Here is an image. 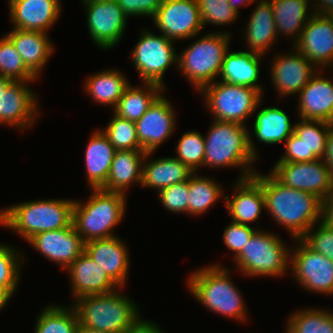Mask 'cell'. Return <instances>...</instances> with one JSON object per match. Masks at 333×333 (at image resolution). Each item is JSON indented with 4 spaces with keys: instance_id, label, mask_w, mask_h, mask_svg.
I'll return each mask as SVG.
<instances>
[{
    "instance_id": "cell-1",
    "label": "cell",
    "mask_w": 333,
    "mask_h": 333,
    "mask_svg": "<svg viewBox=\"0 0 333 333\" xmlns=\"http://www.w3.org/2000/svg\"><path fill=\"white\" fill-rule=\"evenodd\" d=\"M252 177L262 186L265 210L292 239H301L321 221L322 200L316 195L288 187L271 173L264 175L257 170Z\"/></svg>"
},
{
    "instance_id": "cell-2",
    "label": "cell",
    "mask_w": 333,
    "mask_h": 333,
    "mask_svg": "<svg viewBox=\"0 0 333 333\" xmlns=\"http://www.w3.org/2000/svg\"><path fill=\"white\" fill-rule=\"evenodd\" d=\"M230 273L229 268L222 267L218 262L204 266L188 275L187 287L206 309L244 324L249 317L247 306Z\"/></svg>"
},
{
    "instance_id": "cell-3",
    "label": "cell",
    "mask_w": 333,
    "mask_h": 333,
    "mask_svg": "<svg viewBox=\"0 0 333 333\" xmlns=\"http://www.w3.org/2000/svg\"><path fill=\"white\" fill-rule=\"evenodd\" d=\"M209 127L205 136L203 167L209 169L234 167L241 171L237 180L252 177L257 172L252 166L258 158L249 148L248 126L213 120Z\"/></svg>"
},
{
    "instance_id": "cell-4",
    "label": "cell",
    "mask_w": 333,
    "mask_h": 333,
    "mask_svg": "<svg viewBox=\"0 0 333 333\" xmlns=\"http://www.w3.org/2000/svg\"><path fill=\"white\" fill-rule=\"evenodd\" d=\"M73 199H44L13 204L0 210V225L24 241L35 234L69 227L73 220Z\"/></svg>"
},
{
    "instance_id": "cell-5",
    "label": "cell",
    "mask_w": 333,
    "mask_h": 333,
    "mask_svg": "<svg viewBox=\"0 0 333 333\" xmlns=\"http://www.w3.org/2000/svg\"><path fill=\"white\" fill-rule=\"evenodd\" d=\"M122 287L106 293L85 295L71 304L79 323L87 328L107 333H123L141 316L135 301L122 292Z\"/></svg>"
},
{
    "instance_id": "cell-6",
    "label": "cell",
    "mask_w": 333,
    "mask_h": 333,
    "mask_svg": "<svg viewBox=\"0 0 333 333\" xmlns=\"http://www.w3.org/2000/svg\"><path fill=\"white\" fill-rule=\"evenodd\" d=\"M90 190L92 193L86 202L80 199L74 202L72 223L76 232L84 243L118 236L113 229L125 216L127 195L102 189Z\"/></svg>"
},
{
    "instance_id": "cell-7",
    "label": "cell",
    "mask_w": 333,
    "mask_h": 333,
    "mask_svg": "<svg viewBox=\"0 0 333 333\" xmlns=\"http://www.w3.org/2000/svg\"><path fill=\"white\" fill-rule=\"evenodd\" d=\"M230 32L212 31L194 40L178 53V71L199 92L219 77L225 53L230 48ZM216 78V79H215Z\"/></svg>"
},
{
    "instance_id": "cell-8",
    "label": "cell",
    "mask_w": 333,
    "mask_h": 333,
    "mask_svg": "<svg viewBox=\"0 0 333 333\" xmlns=\"http://www.w3.org/2000/svg\"><path fill=\"white\" fill-rule=\"evenodd\" d=\"M290 250L278 234L258 229L233 261L247 277H282L290 270Z\"/></svg>"
},
{
    "instance_id": "cell-9",
    "label": "cell",
    "mask_w": 333,
    "mask_h": 333,
    "mask_svg": "<svg viewBox=\"0 0 333 333\" xmlns=\"http://www.w3.org/2000/svg\"><path fill=\"white\" fill-rule=\"evenodd\" d=\"M199 92L204 95V105L213 120L244 126H247L249 116L256 113L261 101L263 102V94L258 89L220 80L204 86Z\"/></svg>"
},
{
    "instance_id": "cell-10",
    "label": "cell",
    "mask_w": 333,
    "mask_h": 333,
    "mask_svg": "<svg viewBox=\"0 0 333 333\" xmlns=\"http://www.w3.org/2000/svg\"><path fill=\"white\" fill-rule=\"evenodd\" d=\"M145 28V29H144ZM131 52V61L142 83H155L165 87L164 75L172 65L178 67L175 41L163 34L156 35L144 27Z\"/></svg>"
},
{
    "instance_id": "cell-11",
    "label": "cell",
    "mask_w": 333,
    "mask_h": 333,
    "mask_svg": "<svg viewBox=\"0 0 333 333\" xmlns=\"http://www.w3.org/2000/svg\"><path fill=\"white\" fill-rule=\"evenodd\" d=\"M290 249V272L301 289L333 296V262L302 239H295Z\"/></svg>"
},
{
    "instance_id": "cell-12",
    "label": "cell",
    "mask_w": 333,
    "mask_h": 333,
    "mask_svg": "<svg viewBox=\"0 0 333 333\" xmlns=\"http://www.w3.org/2000/svg\"><path fill=\"white\" fill-rule=\"evenodd\" d=\"M85 6L87 30L99 49L109 50L122 40L128 17L116 0H81Z\"/></svg>"
},
{
    "instance_id": "cell-13",
    "label": "cell",
    "mask_w": 333,
    "mask_h": 333,
    "mask_svg": "<svg viewBox=\"0 0 333 333\" xmlns=\"http://www.w3.org/2000/svg\"><path fill=\"white\" fill-rule=\"evenodd\" d=\"M270 173L280 183L312 193L322 201L333 192V180L322 159L311 162L275 163Z\"/></svg>"
},
{
    "instance_id": "cell-14",
    "label": "cell",
    "mask_w": 333,
    "mask_h": 333,
    "mask_svg": "<svg viewBox=\"0 0 333 333\" xmlns=\"http://www.w3.org/2000/svg\"><path fill=\"white\" fill-rule=\"evenodd\" d=\"M151 20L173 41L195 38L204 29L196 0H163Z\"/></svg>"
},
{
    "instance_id": "cell-15",
    "label": "cell",
    "mask_w": 333,
    "mask_h": 333,
    "mask_svg": "<svg viewBox=\"0 0 333 333\" xmlns=\"http://www.w3.org/2000/svg\"><path fill=\"white\" fill-rule=\"evenodd\" d=\"M28 83L13 81L0 96V124L24 131L34 127L39 111L36 92Z\"/></svg>"
},
{
    "instance_id": "cell-16",
    "label": "cell",
    "mask_w": 333,
    "mask_h": 333,
    "mask_svg": "<svg viewBox=\"0 0 333 333\" xmlns=\"http://www.w3.org/2000/svg\"><path fill=\"white\" fill-rule=\"evenodd\" d=\"M291 47L303 54L318 70L333 69V20L313 14Z\"/></svg>"
},
{
    "instance_id": "cell-17",
    "label": "cell",
    "mask_w": 333,
    "mask_h": 333,
    "mask_svg": "<svg viewBox=\"0 0 333 333\" xmlns=\"http://www.w3.org/2000/svg\"><path fill=\"white\" fill-rule=\"evenodd\" d=\"M171 104L162 93L135 122L138 141L145 153H155L175 132L176 114Z\"/></svg>"
},
{
    "instance_id": "cell-18",
    "label": "cell",
    "mask_w": 333,
    "mask_h": 333,
    "mask_svg": "<svg viewBox=\"0 0 333 333\" xmlns=\"http://www.w3.org/2000/svg\"><path fill=\"white\" fill-rule=\"evenodd\" d=\"M293 51V52H292ZM272 58L270 79L276 94L283 99L300 90L309 82L318 69L294 47L291 51Z\"/></svg>"
},
{
    "instance_id": "cell-19",
    "label": "cell",
    "mask_w": 333,
    "mask_h": 333,
    "mask_svg": "<svg viewBox=\"0 0 333 333\" xmlns=\"http://www.w3.org/2000/svg\"><path fill=\"white\" fill-rule=\"evenodd\" d=\"M26 242L64 271L85 251V243L73 223L66 228L35 234Z\"/></svg>"
},
{
    "instance_id": "cell-20",
    "label": "cell",
    "mask_w": 333,
    "mask_h": 333,
    "mask_svg": "<svg viewBox=\"0 0 333 333\" xmlns=\"http://www.w3.org/2000/svg\"><path fill=\"white\" fill-rule=\"evenodd\" d=\"M10 22L20 30L49 32L61 16L60 0H8Z\"/></svg>"
},
{
    "instance_id": "cell-21",
    "label": "cell",
    "mask_w": 333,
    "mask_h": 333,
    "mask_svg": "<svg viewBox=\"0 0 333 333\" xmlns=\"http://www.w3.org/2000/svg\"><path fill=\"white\" fill-rule=\"evenodd\" d=\"M127 247L120 237L113 236L86 242L85 252L119 287L124 288L130 276V251Z\"/></svg>"
},
{
    "instance_id": "cell-22",
    "label": "cell",
    "mask_w": 333,
    "mask_h": 333,
    "mask_svg": "<svg viewBox=\"0 0 333 333\" xmlns=\"http://www.w3.org/2000/svg\"><path fill=\"white\" fill-rule=\"evenodd\" d=\"M318 70L300 90L298 116L300 119L321 120L333 124V79Z\"/></svg>"
},
{
    "instance_id": "cell-23",
    "label": "cell",
    "mask_w": 333,
    "mask_h": 333,
    "mask_svg": "<svg viewBox=\"0 0 333 333\" xmlns=\"http://www.w3.org/2000/svg\"><path fill=\"white\" fill-rule=\"evenodd\" d=\"M66 270L70 276L72 302L85 295L106 294L119 288L85 251Z\"/></svg>"
},
{
    "instance_id": "cell-24",
    "label": "cell",
    "mask_w": 333,
    "mask_h": 333,
    "mask_svg": "<svg viewBox=\"0 0 333 333\" xmlns=\"http://www.w3.org/2000/svg\"><path fill=\"white\" fill-rule=\"evenodd\" d=\"M233 195H225V207L230 218L235 223L250 225L252 222L259 224V218L265 209V197L262 186L249 177L236 180L233 185ZM231 199V200H230Z\"/></svg>"
},
{
    "instance_id": "cell-25",
    "label": "cell",
    "mask_w": 333,
    "mask_h": 333,
    "mask_svg": "<svg viewBox=\"0 0 333 333\" xmlns=\"http://www.w3.org/2000/svg\"><path fill=\"white\" fill-rule=\"evenodd\" d=\"M5 35L14 44L26 67L39 79L54 53V44L48 33L13 28Z\"/></svg>"
},
{
    "instance_id": "cell-26",
    "label": "cell",
    "mask_w": 333,
    "mask_h": 333,
    "mask_svg": "<svg viewBox=\"0 0 333 333\" xmlns=\"http://www.w3.org/2000/svg\"><path fill=\"white\" fill-rule=\"evenodd\" d=\"M253 121V133L249 132V148L257 158L259 156L255 142L251 136L264 144L285 143V140L294 132L288 114L277 106L261 108L257 111Z\"/></svg>"
},
{
    "instance_id": "cell-27",
    "label": "cell",
    "mask_w": 333,
    "mask_h": 333,
    "mask_svg": "<svg viewBox=\"0 0 333 333\" xmlns=\"http://www.w3.org/2000/svg\"><path fill=\"white\" fill-rule=\"evenodd\" d=\"M145 157L143 150H117L107 181L100 189L127 194L132 185L141 186Z\"/></svg>"
},
{
    "instance_id": "cell-28",
    "label": "cell",
    "mask_w": 333,
    "mask_h": 333,
    "mask_svg": "<svg viewBox=\"0 0 333 333\" xmlns=\"http://www.w3.org/2000/svg\"><path fill=\"white\" fill-rule=\"evenodd\" d=\"M258 2L252 14L249 16L250 19L247 21L248 23L243 36H245L246 45H248L246 51L266 57L269 49L274 47V42L279 38L271 2L269 0H259Z\"/></svg>"
},
{
    "instance_id": "cell-29",
    "label": "cell",
    "mask_w": 333,
    "mask_h": 333,
    "mask_svg": "<svg viewBox=\"0 0 333 333\" xmlns=\"http://www.w3.org/2000/svg\"><path fill=\"white\" fill-rule=\"evenodd\" d=\"M263 55L250 51H231L225 53L220 81L230 84L243 85L258 89L262 94L260 81V60Z\"/></svg>"
},
{
    "instance_id": "cell-30",
    "label": "cell",
    "mask_w": 333,
    "mask_h": 333,
    "mask_svg": "<svg viewBox=\"0 0 333 333\" xmlns=\"http://www.w3.org/2000/svg\"><path fill=\"white\" fill-rule=\"evenodd\" d=\"M116 151L101 129L92 132L84 154L88 187L100 189L106 183Z\"/></svg>"
},
{
    "instance_id": "cell-31",
    "label": "cell",
    "mask_w": 333,
    "mask_h": 333,
    "mask_svg": "<svg viewBox=\"0 0 333 333\" xmlns=\"http://www.w3.org/2000/svg\"><path fill=\"white\" fill-rule=\"evenodd\" d=\"M154 152L146 153L143 164L141 186L155 189L156 192L165 187L188 181L194 172L174 157L149 159ZM149 160V161H148Z\"/></svg>"
},
{
    "instance_id": "cell-32",
    "label": "cell",
    "mask_w": 333,
    "mask_h": 333,
    "mask_svg": "<svg viewBox=\"0 0 333 333\" xmlns=\"http://www.w3.org/2000/svg\"><path fill=\"white\" fill-rule=\"evenodd\" d=\"M273 7L277 35L294 39V45L300 38L301 31L314 14L312 0H269ZM311 8V9H310ZM310 9V10H309ZM311 11V12H310ZM294 42V43H293Z\"/></svg>"
},
{
    "instance_id": "cell-33",
    "label": "cell",
    "mask_w": 333,
    "mask_h": 333,
    "mask_svg": "<svg viewBox=\"0 0 333 333\" xmlns=\"http://www.w3.org/2000/svg\"><path fill=\"white\" fill-rule=\"evenodd\" d=\"M83 85L91 100L114 110L130 82L120 70L109 69L89 75Z\"/></svg>"
},
{
    "instance_id": "cell-34",
    "label": "cell",
    "mask_w": 333,
    "mask_h": 333,
    "mask_svg": "<svg viewBox=\"0 0 333 333\" xmlns=\"http://www.w3.org/2000/svg\"><path fill=\"white\" fill-rule=\"evenodd\" d=\"M144 86L130 84L119 99L113 112L129 121H138L154 101L167 89L155 83H143Z\"/></svg>"
},
{
    "instance_id": "cell-35",
    "label": "cell",
    "mask_w": 333,
    "mask_h": 333,
    "mask_svg": "<svg viewBox=\"0 0 333 333\" xmlns=\"http://www.w3.org/2000/svg\"><path fill=\"white\" fill-rule=\"evenodd\" d=\"M188 215L200 216L210 209L219 199L225 198L224 189L209 176L193 174L188 180Z\"/></svg>"
},
{
    "instance_id": "cell-36",
    "label": "cell",
    "mask_w": 333,
    "mask_h": 333,
    "mask_svg": "<svg viewBox=\"0 0 333 333\" xmlns=\"http://www.w3.org/2000/svg\"><path fill=\"white\" fill-rule=\"evenodd\" d=\"M37 317L34 333H77L80 325L72 305L65 307L50 304L44 307Z\"/></svg>"
},
{
    "instance_id": "cell-37",
    "label": "cell",
    "mask_w": 333,
    "mask_h": 333,
    "mask_svg": "<svg viewBox=\"0 0 333 333\" xmlns=\"http://www.w3.org/2000/svg\"><path fill=\"white\" fill-rule=\"evenodd\" d=\"M286 321V333H333V312L318 308H302Z\"/></svg>"
},
{
    "instance_id": "cell-38",
    "label": "cell",
    "mask_w": 333,
    "mask_h": 333,
    "mask_svg": "<svg viewBox=\"0 0 333 333\" xmlns=\"http://www.w3.org/2000/svg\"><path fill=\"white\" fill-rule=\"evenodd\" d=\"M294 133L306 146V162L322 159L326 139L333 124L321 120L300 119L294 124Z\"/></svg>"
},
{
    "instance_id": "cell-39",
    "label": "cell",
    "mask_w": 333,
    "mask_h": 333,
    "mask_svg": "<svg viewBox=\"0 0 333 333\" xmlns=\"http://www.w3.org/2000/svg\"><path fill=\"white\" fill-rule=\"evenodd\" d=\"M0 75L12 81L33 82L37 77L26 67L12 41L0 37Z\"/></svg>"
},
{
    "instance_id": "cell-40",
    "label": "cell",
    "mask_w": 333,
    "mask_h": 333,
    "mask_svg": "<svg viewBox=\"0 0 333 333\" xmlns=\"http://www.w3.org/2000/svg\"><path fill=\"white\" fill-rule=\"evenodd\" d=\"M178 141L175 158L197 173L204 164L205 135L195 130H189Z\"/></svg>"
},
{
    "instance_id": "cell-41",
    "label": "cell",
    "mask_w": 333,
    "mask_h": 333,
    "mask_svg": "<svg viewBox=\"0 0 333 333\" xmlns=\"http://www.w3.org/2000/svg\"><path fill=\"white\" fill-rule=\"evenodd\" d=\"M9 244L0 243V286L11 296L17 291L20 281L21 263L24 255ZM23 255V256H22Z\"/></svg>"
},
{
    "instance_id": "cell-42",
    "label": "cell",
    "mask_w": 333,
    "mask_h": 333,
    "mask_svg": "<svg viewBox=\"0 0 333 333\" xmlns=\"http://www.w3.org/2000/svg\"><path fill=\"white\" fill-rule=\"evenodd\" d=\"M102 132L116 150H142L138 141L135 122L121 118L115 113Z\"/></svg>"
},
{
    "instance_id": "cell-43",
    "label": "cell",
    "mask_w": 333,
    "mask_h": 333,
    "mask_svg": "<svg viewBox=\"0 0 333 333\" xmlns=\"http://www.w3.org/2000/svg\"><path fill=\"white\" fill-rule=\"evenodd\" d=\"M202 25L224 26L238 21L237 14L227 0H196Z\"/></svg>"
},
{
    "instance_id": "cell-44",
    "label": "cell",
    "mask_w": 333,
    "mask_h": 333,
    "mask_svg": "<svg viewBox=\"0 0 333 333\" xmlns=\"http://www.w3.org/2000/svg\"><path fill=\"white\" fill-rule=\"evenodd\" d=\"M157 197L165 207L172 213H185L188 215L189 189L188 181L174 184L157 192Z\"/></svg>"
},
{
    "instance_id": "cell-45",
    "label": "cell",
    "mask_w": 333,
    "mask_h": 333,
    "mask_svg": "<svg viewBox=\"0 0 333 333\" xmlns=\"http://www.w3.org/2000/svg\"><path fill=\"white\" fill-rule=\"evenodd\" d=\"M317 225L318 227L315 224L310 228L301 239L312 250L322 254L333 262V228L326 226L321 221Z\"/></svg>"
},
{
    "instance_id": "cell-46",
    "label": "cell",
    "mask_w": 333,
    "mask_h": 333,
    "mask_svg": "<svg viewBox=\"0 0 333 333\" xmlns=\"http://www.w3.org/2000/svg\"><path fill=\"white\" fill-rule=\"evenodd\" d=\"M258 230V226L243 225L240 223L230 222L223 233V242L227 249L234 253L235 258L249 241L252 235Z\"/></svg>"
},
{
    "instance_id": "cell-47",
    "label": "cell",
    "mask_w": 333,
    "mask_h": 333,
    "mask_svg": "<svg viewBox=\"0 0 333 333\" xmlns=\"http://www.w3.org/2000/svg\"><path fill=\"white\" fill-rule=\"evenodd\" d=\"M127 17H154L163 0H116Z\"/></svg>"
},
{
    "instance_id": "cell-48",
    "label": "cell",
    "mask_w": 333,
    "mask_h": 333,
    "mask_svg": "<svg viewBox=\"0 0 333 333\" xmlns=\"http://www.w3.org/2000/svg\"><path fill=\"white\" fill-rule=\"evenodd\" d=\"M284 154L276 163L306 162V146L293 132L284 143Z\"/></svg>"
},
{
    "instance_id": "cell-49",
    "label": "cell",
    "mask_w": 333,
    "mask_h": 333,
    "mask_svg": "<svg viewBox=\"0 0 333 333\" xmlns=\"http://www.w3.org/2000/svg\"><path fill=\"white\" fill-rule=\"evenodd\" d=\"M123 333H166L160 328V324L139 318L134 324L128 327Z\"/></svg>"
},
{
    "instance_id": "cell-50",
    "label": "cell",
    "mask_w": 333,
    "mask_h": 333,
    "mask_svg": "<svg viewBox=\"0 0 333 333\" xmlns=\"http://www.w3.org/2000/svg\"><path fill=\"white\" fill-rule=\"evenodd\" d=\"M321 222L333 228V192L322 201Z\"/></svg>"
},
{
    "instance_id": "cell-51",
    "label": "cell",
    "mask_w": 333,
    "mask_h": 333,
    "mask_svg": "<svg viewBox=\"0 0 333 333\" xmlns=\"http://www.w3.org/2000/svg\"><path fill=\"white\" fill-rule=\"evenodd\" d=\"M322 160L326 164L327 169L329 170V174L333 180V127L330 129L328 133L326 139L325 152Z\"/></svg>"
},
{
    "instance_id": "cell-52",
    "label": "cell",
    "mask_w": 333,
    "mask_h": 333,
    "mask_svg": "<svg viewBox=\"0 0 333 333\" xmlns=\"http://www.w3.org/2000/svg\"><path fill=\"white\" fill-rule=\"evenodd\" d=\"M312 5L314 14L330 15L333 13V0H312Z\"/></svg>"
},
{
    "instance_id": "cell-53",
    "label": "cell",
    "mask_w": 333,
    "mask_h": 333,
    "mask_svg": "<svg viewBox=\"0 0 333 333\" xmlns=\"http://www.w3.org/2000/svg\"><path fill=\"white\" fill-rule=\"evenodd\" d=\"M230 4V6L233 8V10L239 14V8L242 6H248L251 3L255 2V1H259V0H227Z\"/></svg>"
},
{
    "instance_id": "cell-54",
    "label": "cell",
    "mask_w": 333,
    "mask_h": 333,
    "mask_svg": "<svg viewBox=\"0 0 333 333\" xmlns=\"http://www.w3.org/2000/svg\"><path fill=\"white\" fill-rule=\"evenodd\" d=\"M12 296L2 287L0 286V311L8 306V302L11 301Z\"/></svg>"
},
{
    "instance_id": "cell-55",
    "label": "cell",
    "mask_w": 333,
    "mask_h": 333,
    "mask_svg": "<svg viewBox=\"0 0 333 333\" xmlns=\"http://www.w3.org/2000/svg\"><path fill=\"white\" fill-rule=\"evenodd\" d=\"M13 81L0 75V96Z\"/></svg>"
},
{
    "instance_id": "cell-56",
    "label": "cell",
    "mask_w": 333,
    "mask_h": 333,
    "mask_svg": "<svg viewBox=\"0 0 333 333\" xmlns=\"http://www.w3.org/2000/svg\"><path fill=\"white\" fill-rule=\"evenodd\" d=\"M77 333H107V332H102V331H98L92 328H87L85 326H82L81 324L78 327V331Z\"/></svg>"
},
{
    "instance_id": "cell-57",
    "label": "cell",
    "mask_w": 333,
    "mask_h": 333,
    "mask_svg": "<svg viewBox=\"0 0 333 333\" xmlns=\"http://www.w3.org/2000/svg\"><path fill=\"white\" fill-rule=\"evenodd\" d=\"M329 16H330V17H331V19L333 20V13H331Z\"/></svg>"
}]
</instances>
